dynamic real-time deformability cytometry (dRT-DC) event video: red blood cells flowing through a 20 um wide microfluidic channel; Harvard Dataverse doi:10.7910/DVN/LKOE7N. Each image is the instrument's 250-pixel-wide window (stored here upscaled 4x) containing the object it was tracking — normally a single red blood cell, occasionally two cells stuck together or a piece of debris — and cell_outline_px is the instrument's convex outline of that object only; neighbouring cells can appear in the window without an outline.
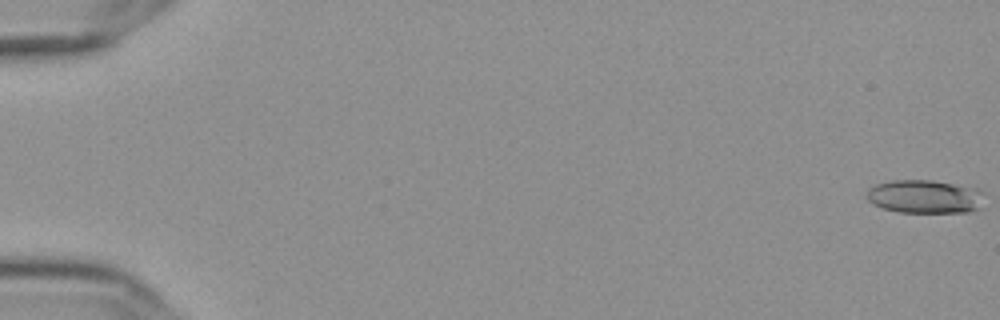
{"species": "Egyptian fruit bat (a non-hibernating species)", "species_latin": "Rousettus aegyptiacus", "temperature_condition": "cold", "stored_images_in_passage": 57, "camera_frame_rate_fps": 3000, "um_per_image_px": 0.085, "frame": {"image": 1, "passage_image": 1, "time_ms": 0.0, "image_size_px": [1000, 320], "cell_outline_px": [[984, 192], [980, 208], [968, 212], [900, 212], [884, 208], [872, 204], [864, 196], [868, 188], [876, 184], [892, 180], [932, 180], [976, 188]], "centroid_in_image_um": [78.58, 16.7], "position_along_channel_um": 6.4, "area_um2": 23.0}}
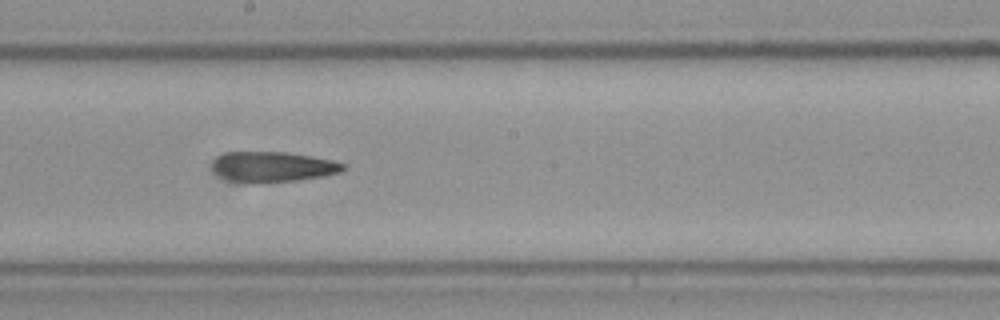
{"frame": {"image": 2, "passage_image": 33, "time_ms": 10.667, "image_size_px": [1000, 320], "cell_outline_px": [[348, 168], [340, 172], [324, 176], [296, 180], [228, 180], [220, 176], [212, 168], [212, 164], [220, 156], [228, 152], [288, 152], [312, 156], [332, 160], [348, 164]], "centroid_in_image_um": [23.3, 14.13], "position_along_channel_um": 224.9, "area_um2": 22.31}}
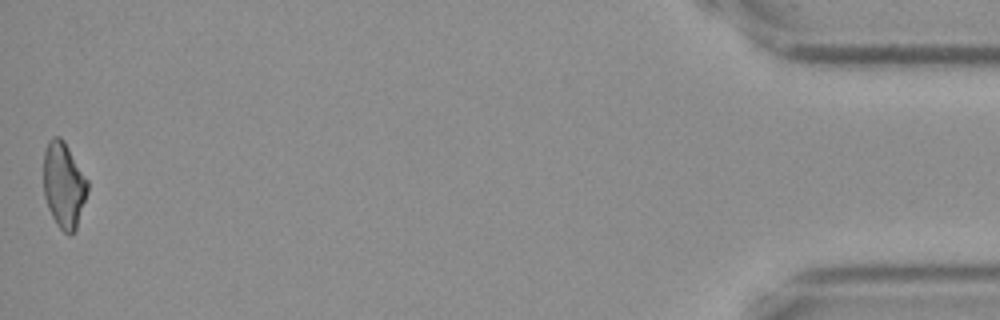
{"frame": {"image": 3, "passage_image": 57, "time_ms": 18.667, "image_size_px": [1000, 320], "cell_outline_px": [[88, 192], [76, 232], [72, 236], [68, 236], [56, 224], [48, 208], [44, 196], [44, 148], [48, 140], [52, 136], [60, 136], [64, 140], [88, 180]], "centroid_in_image_um": [5.43, 15.75], "position_along_channel_um": 429.8, "area_um2": 22.48}}